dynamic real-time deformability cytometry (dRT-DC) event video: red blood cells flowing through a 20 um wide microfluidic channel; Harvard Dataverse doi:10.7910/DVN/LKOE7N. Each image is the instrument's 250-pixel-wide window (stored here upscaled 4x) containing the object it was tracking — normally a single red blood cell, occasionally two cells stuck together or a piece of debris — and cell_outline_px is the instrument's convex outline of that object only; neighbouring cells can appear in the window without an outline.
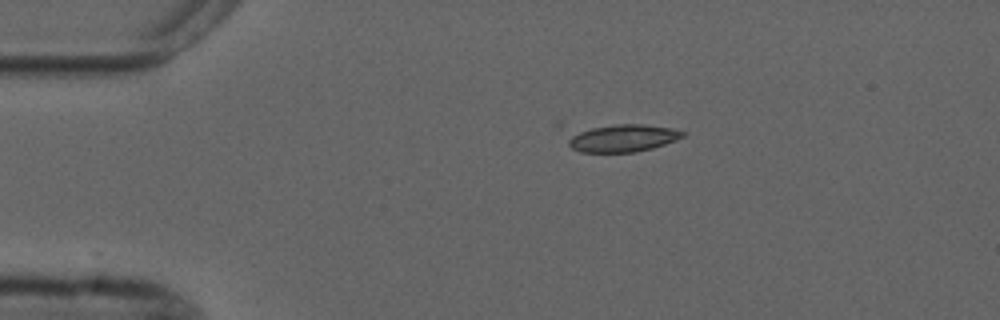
{"species": "common noctule bat (a hibernating species)", "species_latin": "Nyctalus noctula", "temperature_condition": "cold", "stored_images_in_passage": 3, "camera_frame_rate_fps": 3000, "um_per_image_px": 0.085, "animal": {"sex": "male", "forearm_length_mm": 52.5}, "frame": {"image": 1, "passage_image": 1, "time_ms": 0.0, "image_size_px": [1000, 320], "cell_outline_px": [[688, 132], [684, 136], [676, 140], [652, 148], [636, 152], [580, 152], [572, 148], [568, 144], [568, 132], [616, 124], [644, 124], [672, 128]], "centroid_in_image_um": [52.91, 11.73], "position_along_channel_um": 32.1, "area_um2": 18.55}}
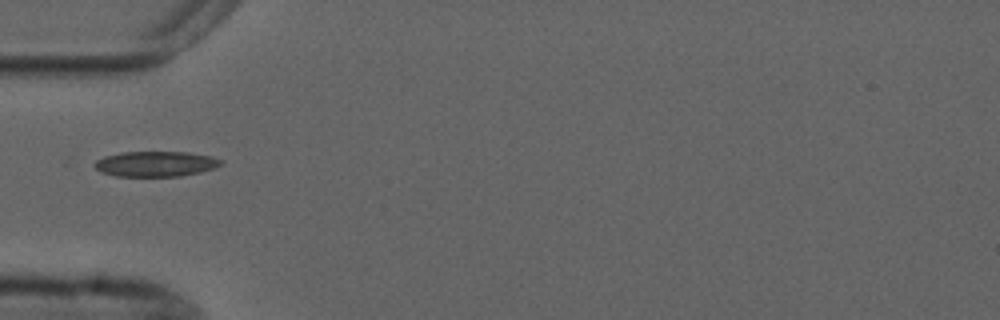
{"frame": {"image": 2, "passage_image": 3, "time_ms": 2.333, "image_size_px": [1000, 320], "cell_outline_px": [[224, 164], [200, 172], [180, 176], [116, 176], [100, 172], [92, 164], [96, 160], [104, 156], [120, 152], [188, 152], [212, 156], [224, 160]], "centroid_in_image_um": [13.23, 13.92], "position_along_channel_um": 71.8, "area_um2": 18.79}}